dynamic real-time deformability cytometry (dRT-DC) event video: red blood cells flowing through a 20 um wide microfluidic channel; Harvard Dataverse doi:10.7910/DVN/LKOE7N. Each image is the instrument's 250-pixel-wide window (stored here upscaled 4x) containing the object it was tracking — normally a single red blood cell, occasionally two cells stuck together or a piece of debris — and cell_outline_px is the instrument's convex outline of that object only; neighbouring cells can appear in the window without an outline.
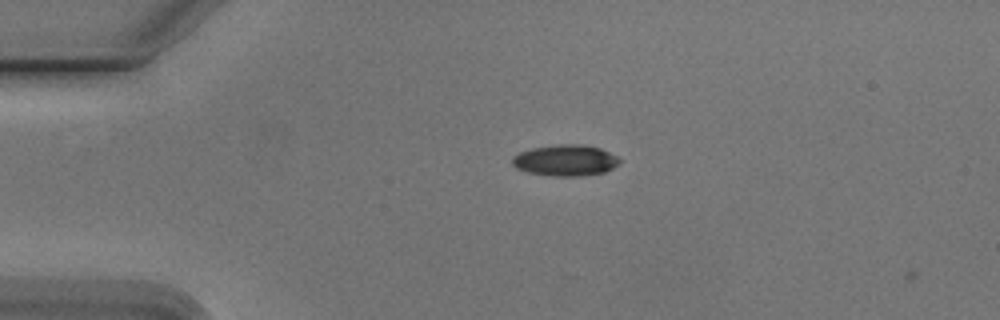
{"species": "Egyptian fruit bat (a non-hibernating species)", "species_latin": "Rousettus aegyptiacus", "temperature_condition": "cold", "stored_images_in_passage": 4, "camera_frame_rate_fps": 3000, "um_per_image_px": 0.085, "animal": {"sex": "male"}, "frame": {"image": 1, "passage_image": 3, "time_ms": 0.667, "image_size_px": [1000, 320], "cell_outline_px": [[620, 160], [612, 168], [604, 172], [580, 176], [552, 176], [528, 172], [516, 168], [512, 164], [512, 156], [520, 152], [532, 148], [556, 144], [584, 144], [600, 148], [616, 156]], "centroid_in_image_um": [48.02, 13.62], "position_along_channel_um": 37.0, "area_um2": 19.42}}